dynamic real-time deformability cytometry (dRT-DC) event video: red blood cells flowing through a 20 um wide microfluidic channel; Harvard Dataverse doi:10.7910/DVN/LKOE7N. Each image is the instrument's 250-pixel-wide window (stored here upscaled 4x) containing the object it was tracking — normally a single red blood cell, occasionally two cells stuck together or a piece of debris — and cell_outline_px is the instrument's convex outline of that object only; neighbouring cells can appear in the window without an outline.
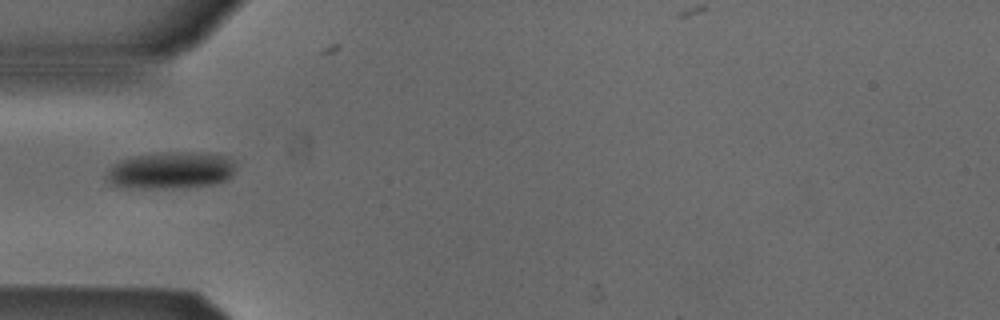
{"species": "Egyptian fruit bat (a non-hibernating species)", "species_latin": "Rousettus aegyptiacus", "temperature_condition": "cold", "stored_images_in_passage": 25, "camera_frame_rate_fps": 3000, "um_per_image_px": 0.085, "animal": {"sex": "male"}, "frame": {"image": 1, "passage_image": 1, "time_ms": 0.0, "image_size_px": [1000, 320], "cell_outline_px": [[236, 164], [228, 180], [212, 184], [156, 188], [140, 188], [112, 184], [104, 176], [108, 168], [112, 164], [120, 160], [132, 156], [156, 152], [208, 152], [228, 156], [236, 160]], "centroid_in_image_um": [14.53, 14.43], "position_along_channel_um": 70.5, "area_um2": 27.98}}
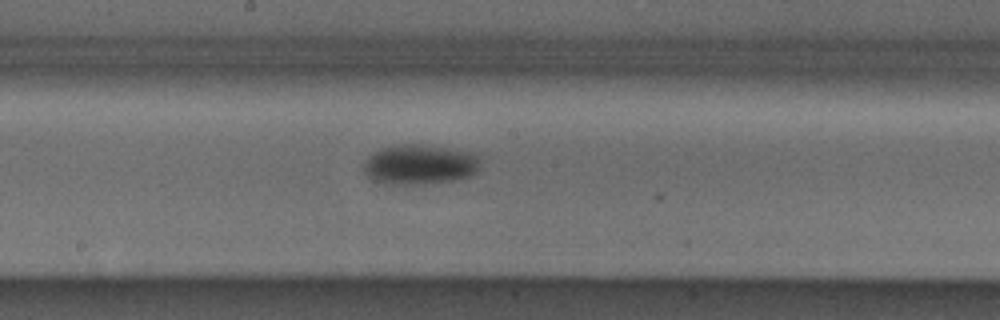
{"frame": {"image": 2, "passage_image": 12, "time_ms": 3.667, "image_size_px": [1000, 320], "cell_outline_px": [[480, 168], [472, 176], [456, 180], [416, 184], [396, 184], [372, 180], [364, 172], [364, 160], [368, 156], [384, 148], [404, 144], [424, 144], [472, 152], [480, 156]], "centroid_in_image_um": [35.74, 13.98], "position_along_channel_um": 212.5, "area_um2": 27.17}}
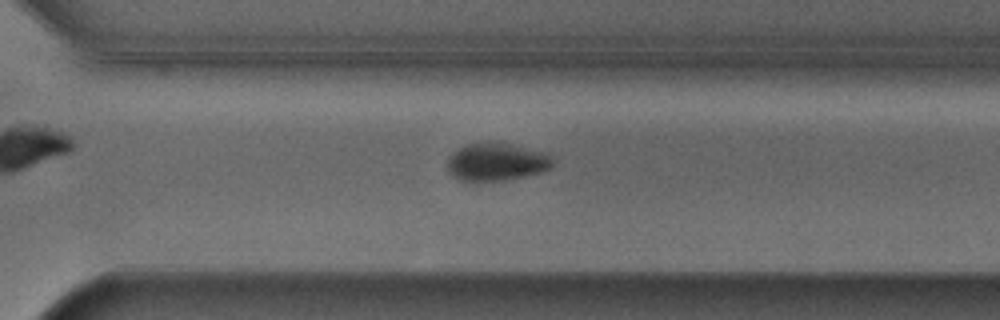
{"frame": {"image": 3, "passage_image": 21, "time_ms": 6.667, "image_size_px": [1000, 320], "cell_outline_px": [[556, 160], [552, 168], [540, 172], [500, 180], [460, 180], [452, 176], [448, 172], [448, 156], [460, 148], [468, 144], [480, 140], [492, 140], [548, 152]], "centroid_in_image_um": [42.24, 13.71], "position_along_channel_um": 328.4, "area_um2": 23.52}}